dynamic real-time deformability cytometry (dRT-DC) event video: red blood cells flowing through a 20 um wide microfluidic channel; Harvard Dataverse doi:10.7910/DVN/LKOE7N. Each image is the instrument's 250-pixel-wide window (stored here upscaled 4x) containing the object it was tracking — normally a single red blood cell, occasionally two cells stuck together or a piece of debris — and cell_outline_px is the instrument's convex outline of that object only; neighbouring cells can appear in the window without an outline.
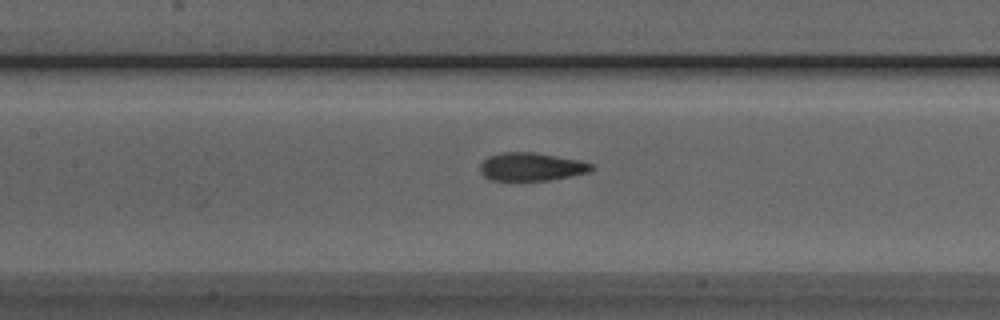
{"species": "Egyptian fruit bat (a non-hibernating species)", "species_latin": "Rousettus aegyptiacus", "temperature_condition": "room temperature", "stored_images_in_passage": 30, "camera_frame_rate_fps": 3000, "um_per_image_px": 0.085, "animal": {"sex": "male"}, "frame": {"image": 1, "passage_image": 12, "time_ms": 3.667, "image_size_px": [1000, 320], "cell_outline_px": [[592, 168], [588, 172], [548, 180], [492, 180], [484, 176], [480, 172], [480, 164], [488, 156], [504, 152], [532, 152], [580, 160], [592, 164]], "centroid_in_image_um": [45.12, 14.17], "position_along_channel_um": 162.3, "area_um2": 17.98}}
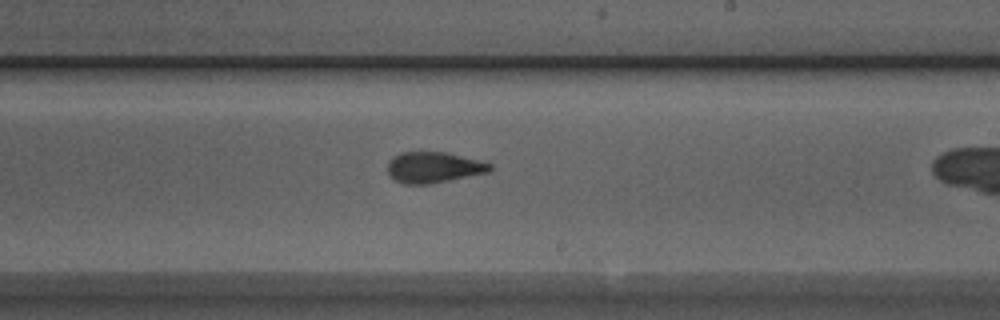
{"frame": {"image": 2, "passage_image": 19, "time_ms": 6.0, "image_size_px": [1000, 320], "cell_outline_px": [[492, 168], [488, 172], [428, 184], [404, 184], [396, 180], [388, 172], [388, 160], [392, 156], [400, 152], [448, 152], [492, 164]], "centroid_in_image_um": [36.83, 14.21], "position_along_channel_um": 252.2, "area_um2": 18.26}}
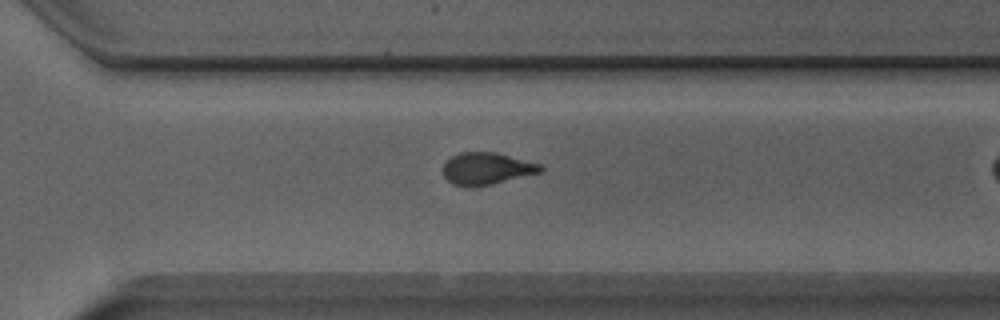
{"frame": {"image": 3, "passage_image": 25, "time_ms": 8.0, "image_size_px": [1000, 320], "cell_outline_px": [[544, 172], [492, 184], [472, 188], [468, 188], [452, 184], [444, 176], [444, 164], [452, 156], [460, 152], [496, 152], [540, 164], [544, 168]], "centroid_in_image_um": [41.39, 14.35], "position_along_channel_um": 329.2, "area_um2": 18.38}}